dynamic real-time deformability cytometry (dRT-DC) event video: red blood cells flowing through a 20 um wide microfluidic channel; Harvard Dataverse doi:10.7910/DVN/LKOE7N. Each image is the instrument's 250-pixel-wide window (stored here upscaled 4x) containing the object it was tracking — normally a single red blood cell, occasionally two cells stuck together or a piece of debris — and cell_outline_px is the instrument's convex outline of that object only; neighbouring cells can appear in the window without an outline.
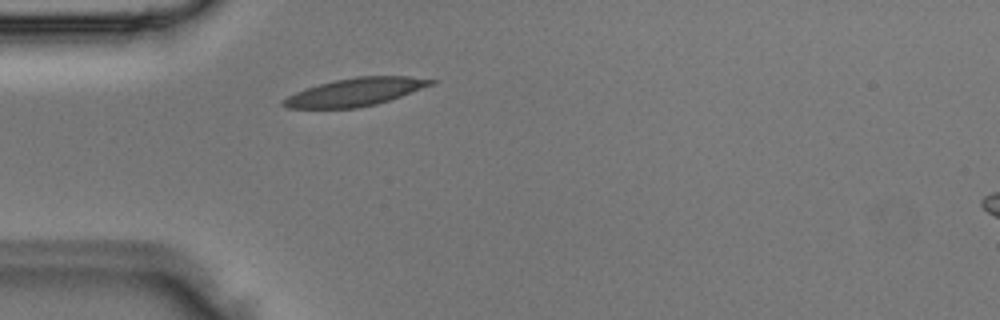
{"species": "Egyptian fruit bat (a non-hibernating species)", "species_latin": "Rousettus aegyptiacus", "temperature_condition": "room temperature", "stored_images_in_passage": 1, "camera_frame_rate_fps": 3000, "um_per_image_px": 0.085, "animal": {"sex": "male"}, "frame": {"image": 1, "passage_image": 1, "time_ms": 0.0, "image_size_px": [1000, 320], "cell_outline_px": [[436, 80], [432, 84], [400, 96], [376, 104], [356, 108], [288, 108], [280, 104], [280, 100], [296, 92], [320, 84], [336, 80], [356, 76], [408, 76]], "centroid_in_image_um": [30.15, 7.82], "position_along_channel_um": 54.8, "area_um2": 23.58}}